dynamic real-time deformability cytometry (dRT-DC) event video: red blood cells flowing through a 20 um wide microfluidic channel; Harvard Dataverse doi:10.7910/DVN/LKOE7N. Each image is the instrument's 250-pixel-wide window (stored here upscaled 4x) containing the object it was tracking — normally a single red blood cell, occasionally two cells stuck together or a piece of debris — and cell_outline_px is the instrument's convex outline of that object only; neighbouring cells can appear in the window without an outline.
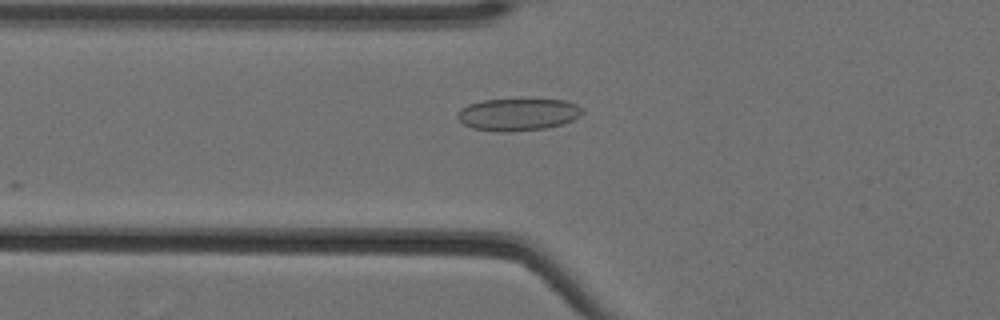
{"species": "Egyptian fruit bat (a non-hibernating species)", "species_latin": "Rousettus aegyptiacus", "temperature_condition": "cold", "stored_images_in_passage": 13, "camera_frame_rate_fps": 3000, "um_per_image_px": 0.085, "animal": {"sex": "female"}, "frame": {"image": 1, "passage_image": 5, "time_ms": 1.333, "image_size_px": [1000, 320], "cell_outline_px": [[584, 112], [580, 116], [572, 120], [560, 124], [544, 128], [508, 132], [500, 132], [472, 128], [464, 124], [456, 116], [456, 112], [460, 108], [468, 104], [480, 100], [564, 100], [576, 104]], "centroid_in_image_um": [43.97, 9.73], "position_along_channel_um": 81.8, "area_um2": 23.29}}
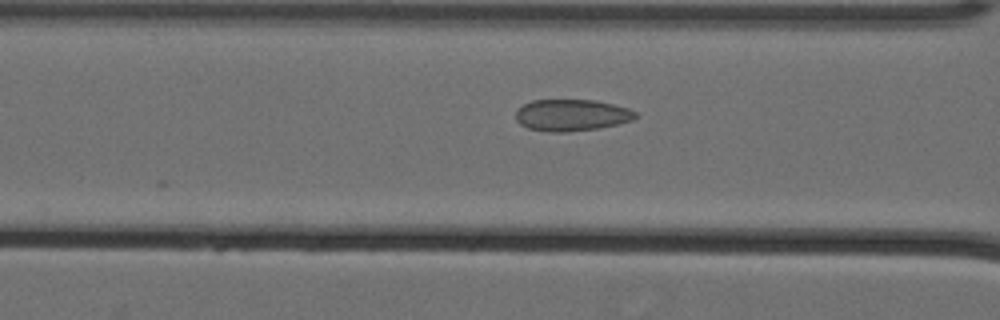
{"frame": {"image": 2, "passage_image": 8, "time_ms": 2.333, "image_size_px": [1000, 320], "cell_outline_px": [[640, 116], [632, 120], [616, 124], [596, 128], [568, 132], [548, 132], [528, 128], [520, 124], [516, 120], [516, 108], [532, 100], [596, 100], [628, 108], [636, 112]], "centroid_in_image_um": [48.57, 9.78], "position_along_channel_um": 118.0, "area_um2": 22.14}}
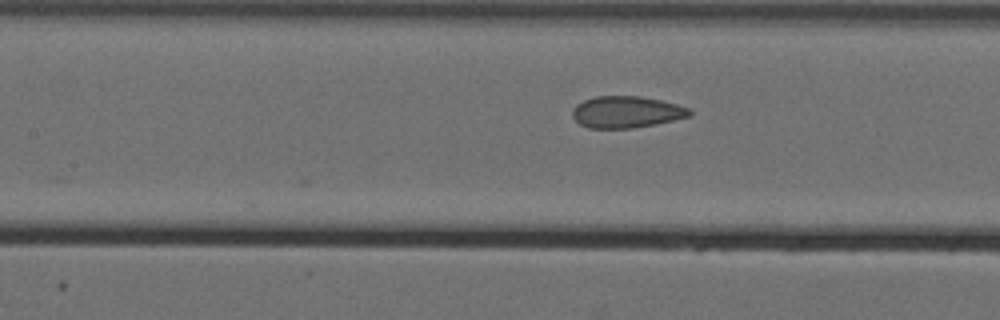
{"frame": {"image": 3, "passage_image": 11, "time_ms": 3.333, "image_size_px": [1000, 320], "cell_outline_px": [[692, 112], [688, 116], [656, 124], [632, 128], [588, 128], [580, 124], [572, 116], [572, 108], [576, 104], [584, 100], [596, 96], [640, 96], [660, 100], [676, 104], [688, 108]], "centroid_in_image_um": [53.2, 9.52], "position_along_channel_um": 154.2, "area_um2": 21.5}}